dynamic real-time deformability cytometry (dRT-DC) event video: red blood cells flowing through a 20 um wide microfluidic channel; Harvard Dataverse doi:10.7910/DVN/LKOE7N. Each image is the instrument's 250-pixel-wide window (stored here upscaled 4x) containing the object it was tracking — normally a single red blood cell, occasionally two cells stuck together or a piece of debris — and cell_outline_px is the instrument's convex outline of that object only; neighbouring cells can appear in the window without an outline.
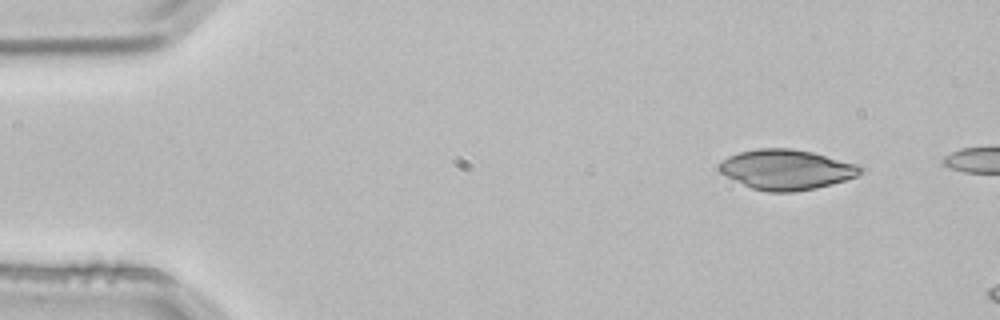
{"species": "common noctule bat (a hibernating species)", "species_latin": "Nyctalus noctula", "temperature_condition": "room temperature", "stored_images_in_passage": 3, "camera_frame_rate_fps": 3000, "um_per_image_px": 0.085, "animal": {"sex": "male", "body_mass_g": 21.5, "forearm_length_mm": 52.0}, "frame": {"image": 1, "passage_image": 1, "time_ms": 0.0, "image_size_px": [1000, 320], "cell_outline_px": [[864, 172], [856, 176], [832, 184], [816, 188], [796, 192], [768, 192], [752, 188], [720, 172], [716, 168], [716, 164], [728, 156], [740, 152], [756, 148], [792, 148], [812, 152], [856, 164], [864, 168]], "centroid_in_image_um": [66.83, 14.41], "position_along_channel_um": 18.2, "area_um2": 33.0}}